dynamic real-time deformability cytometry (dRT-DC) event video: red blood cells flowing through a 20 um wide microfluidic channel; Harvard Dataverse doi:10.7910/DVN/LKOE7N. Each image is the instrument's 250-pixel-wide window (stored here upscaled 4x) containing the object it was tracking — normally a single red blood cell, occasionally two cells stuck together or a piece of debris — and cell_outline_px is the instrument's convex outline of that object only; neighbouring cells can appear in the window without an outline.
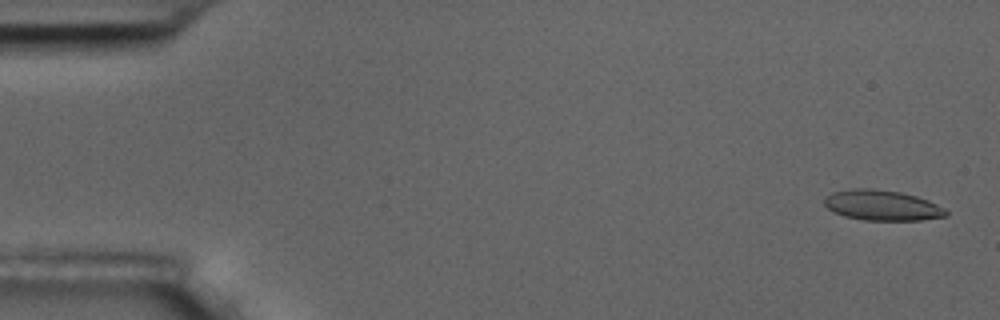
{"species": "common noctule bat (a hibernating species)", "species_latin": "Nyctalus noctula", "temperature_condition": "room temperature", "stored_images_in_passage": 57, "camera_frame_rate_fps": 3000, "um_per_image_px": 0.085, "animal": {"sex": "male", "body_mass_g": 17.5, "forearm_length_mm": 52.3}, "frame": {"image": 1, "passage_image": 2, "time_ms": 0.333, "image_size_px": [1000, 320], "cell_outline_px": [[948, 216], [920, 220], [864, 220], [844, 216], [832, 212], [824, 204], [824, 200], [832, 192], [852, 188], [868, 188], [900, 192], [916, 196], [928, 200], [944, 208], [948, 212]], "centroid_in_image_um": [74.97, 17.45], "position_along_channel_um": 10.0, "area_um2": 21.5}}
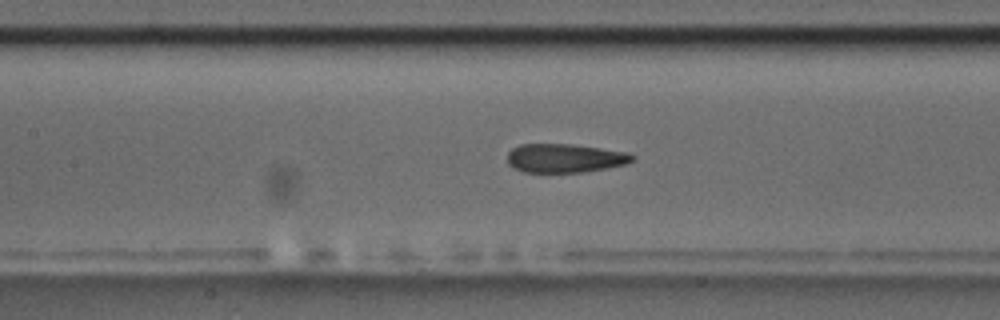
{"frame": {"image": 2, "passage_image": 26, "time_ms": 8.333, "image_size_px": [1000, 320], "cell_outline_px": [[636, 160], [628, 164], [608, 168], [584, 172], [524, 172], [512, 168], [508, 164], [508, 152], [512, 148], [520, 144], [572, 144], [632, 152], [636, 156]], "centroid_in_image_um": [48.09, 13.44], "position_along_channel_um": 159.3, "area_um2": 21.44}}
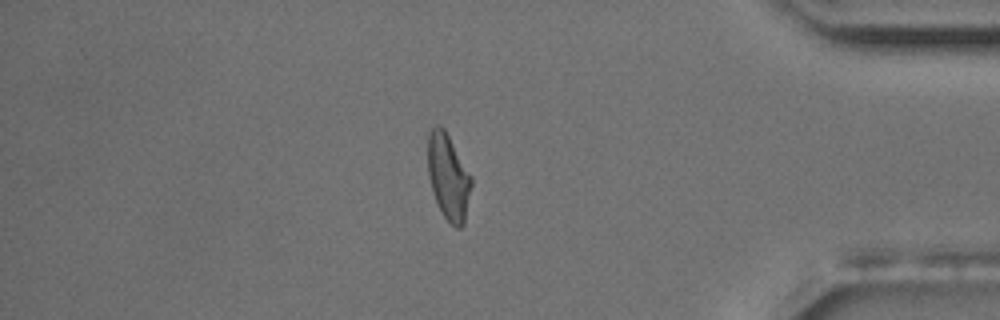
{"frame": {"image": 3, "passage_image": 49, "time_ms": 16.0, "image_size_px": [1000, 320], "cell_outline_px": [[472, 184], [464, 224], [460, 228], [456, 228], [444, 216], [432, 192], [428, 176], [428, 132], [436, 124], [440, 124], [444, 128], [472, 176]], "centroid_in_image_um": [38.11, 15.01], "position_along_channel_um": 397.1, "area_um2": 21.79}, "authors_computed_cell_mechanics": {"area_um2": 21.7906, "velocity_mm_per_s": 3.5198, "shape_relaxation_time_tau1_ms": 11.2762, "shape_relaxation_time_tau2_ms": 2.0794, "deformation_change_tau1": 0.2335, "deformation_change_tau2": 0.0864}}